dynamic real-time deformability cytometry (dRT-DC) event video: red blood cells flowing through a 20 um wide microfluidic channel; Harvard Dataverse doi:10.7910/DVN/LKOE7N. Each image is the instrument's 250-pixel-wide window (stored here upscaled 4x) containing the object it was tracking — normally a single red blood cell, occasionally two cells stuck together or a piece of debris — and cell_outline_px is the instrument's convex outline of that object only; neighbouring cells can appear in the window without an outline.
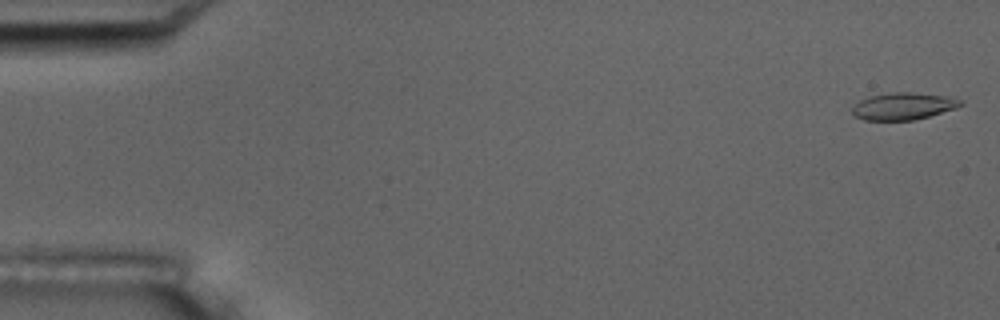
{"species": "common noctule bat (a hibernating species)", "species_latin": "Nyctalus noctula", "temperature_condition": "room temperature", "stored_images_in_passage": 11, "camera_frame_rate_fps": 3000, "um_per_image_px": 0.085, "animal": {"sex": "male", "body_mass_g": 17.5, "forearm_length_mm": 52.3}, "frame": {"image": 1, "passage_image": 1, "time_ms": 0.0, "image_size_px": [1000, 320], "cell_outline_px": [[964, 104], [956, 108], [928, 116], [912, 120], [864, 120], [856, 116], [852, 112], [852, 108], [860, 100], [868, 96], [892, 92], [912, 92], [948, 96], [964, 100]], "centroid_in_image_um": [76.81, 9.01], "position_along_channel_um": 8.2, "area_um2": 17.11}}
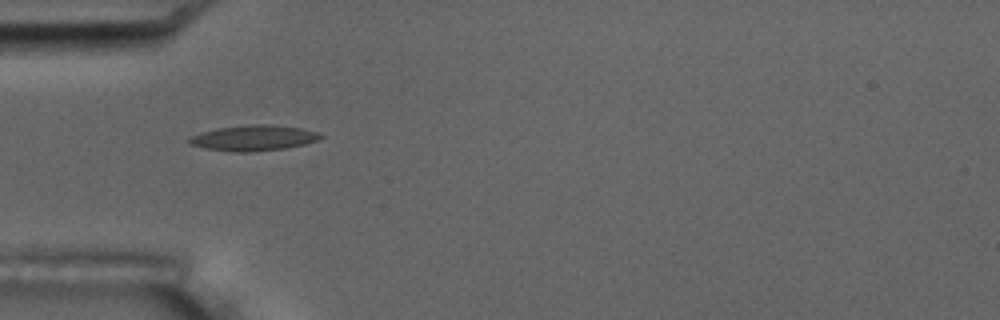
{"frame": {"image": 2, "passage_image": 5, "time_ms": 1.333, "image_size_px": [1000, 320], "cell_outline_px": [[324, 136], [316, 140], [304, 144], [284, 148], [248, 152], [236, 152], [204, 148], [188, 144], [188, 136], [200, 132], [216, 128], [248, 124], [268, 124], [300, 128], [316, 132]], "centroid_in_image_um": [21.47, 11.72], "position_along_channel_um": 63.5, "area_um2": 19.54}}
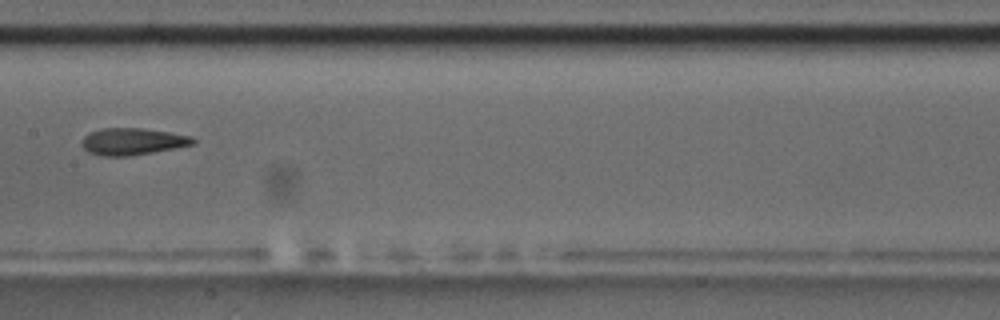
{"frame": {"image": 3, "passage_image": 8, "time_ms": 2.333, "image_size_px": [1000, 320], "cell_outline_px": [[196, 144], [152, 152], [128, 156], [100, 156], [88, 152], [80, 144], [84, 136], [88, 132], [100, 128], [144, 128], [192, 136], [196, 140]], "centroid_in_image_um": [11.24, 12.02], "position_along_channel_um": 196.2, "area_um2": 17.57}}